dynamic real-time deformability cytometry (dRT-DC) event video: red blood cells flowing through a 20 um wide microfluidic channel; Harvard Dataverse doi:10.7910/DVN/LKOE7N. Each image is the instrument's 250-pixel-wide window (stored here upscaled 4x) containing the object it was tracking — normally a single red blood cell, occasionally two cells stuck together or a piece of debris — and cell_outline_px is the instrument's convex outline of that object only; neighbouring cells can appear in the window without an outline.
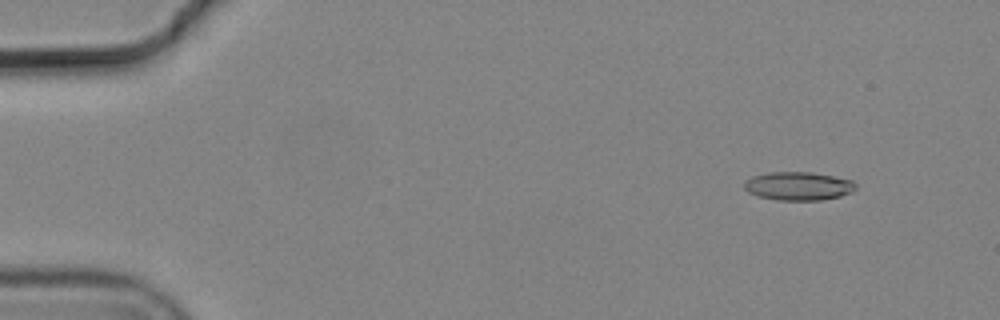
{"species": "common noctule bat (a hibernating species)", "species_latin": "Nyctalus noctula", "temperature_condition": "cold", "stored_images_in_passage": 10, "camera_frame_rate_fps": 3000, "um_per_image_px": 0.085, "animal": {"sex": "male", "body_mass_g": 19.2, "forearm_length_mm": 51.8}, "frame": {"image": 1, "passage_image": 1, "time_ms": 0.0, "image_size_px": [1000, 320], "cell_outline_px": [[856, 188], [852, 192], [840, 196], [820, 200], [776, 200], [756, 196], [748, 192], [744, 188], [744, 184], [752, 176], [768, 172], [812, 172], [852, 180], [856, 184]], "centroid_in_image_um": [67.85, 15.82], "position_along_channel_um": 17.1, "area_um2": 18.5}}